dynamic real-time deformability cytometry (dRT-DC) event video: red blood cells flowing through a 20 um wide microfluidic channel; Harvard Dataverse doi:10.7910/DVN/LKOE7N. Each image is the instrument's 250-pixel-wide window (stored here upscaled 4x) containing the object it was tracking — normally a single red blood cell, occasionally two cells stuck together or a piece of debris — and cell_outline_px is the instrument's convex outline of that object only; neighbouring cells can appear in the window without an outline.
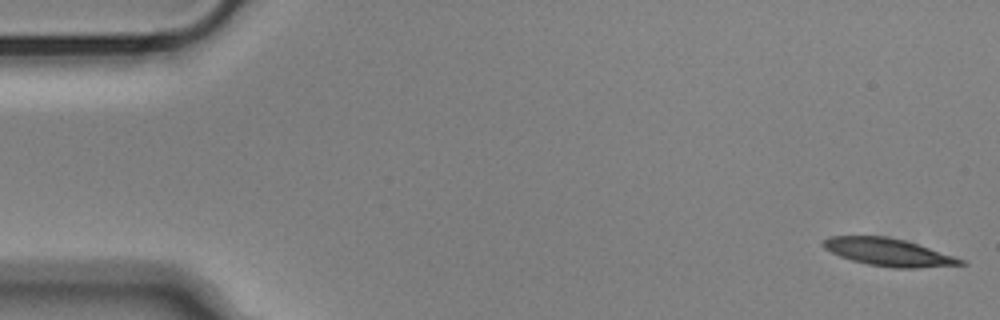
{"species": "Egyptian fruit bat (a non-hibernating species)", "species_latin": "Rousettus aegyptiacus", "temperature_condition": "cold", "stored_images_in_passage": 13, "camera_frame_rate_fps": 3000, "um_per_image_px": 0.085, "animal": {"sex": "male"}, "frame": {"image": 1, "passage_image": 1, "time_ms": 0.0, "image_size_px": [1000, 320], "cell_outline_px": [[968, 264], [916, 268], [892, 268], [868, 264], [852, 260], [840, 256], [824, 248], [820, 244], [828, 236], [888, 236], [904, 240], [968, 260]], "centroid_in_image_um": [75.55, 21.44], "position_along_channel_um": 9.4, "area_um2": 22.14}}